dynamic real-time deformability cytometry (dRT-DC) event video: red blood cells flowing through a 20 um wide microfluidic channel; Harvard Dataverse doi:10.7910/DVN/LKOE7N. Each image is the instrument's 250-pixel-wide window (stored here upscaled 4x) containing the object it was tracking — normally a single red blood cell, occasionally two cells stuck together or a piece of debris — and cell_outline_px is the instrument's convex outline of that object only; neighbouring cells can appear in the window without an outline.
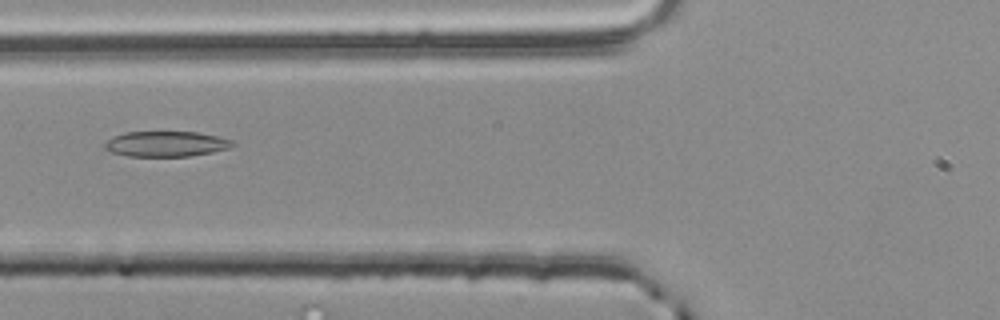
{"species": "common noctule bat (a hibernating species)", "species_latin": "Nyctalus noctula", "temperature_condition": "room temperature", "stored_images_in_passage": 32, "camera_frame_rate_fps": 3000, "um_per_image_px": 0.085, "animal": {"sex": "male", "body_mass_g": 20.4}, "frame": {"image": 1, "passage_image": 7, "time_ms": 2.0, "image_size_px": [1000, 320], "cell_outline_px": [[236, 144], [228, 148], [212, 152], [188, 156], [128, 156], [112, 152], [104, 148], [104, 144], [112, 136], [124, 132], [196, 132], [216, 136], [232, 140]], "centroid_in_image_um": [14.09, 12.23], "position_along_channel_um": 111.7, "area_um2": 18.79}}
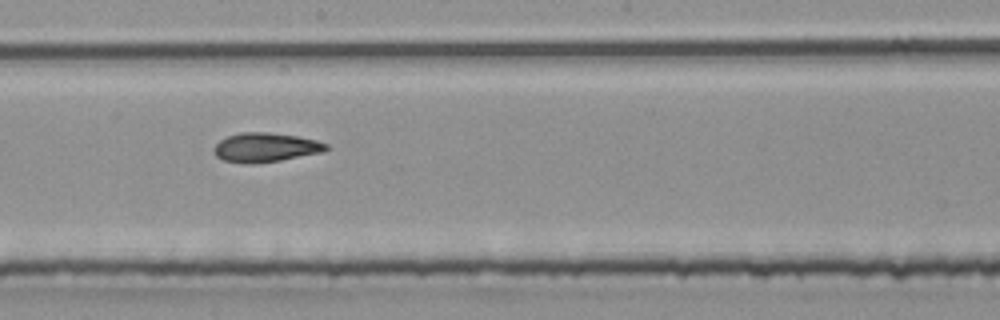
{"frame": {"image": 2, "passage_image": 16, "time_ms": 5.0, "image_size_px": [1000, 320], "cell_outline_px": [[332, 148], [320, 152], [280, 160], [252, 164], [248, 164], [224, 160], [216, 156], [212, 152], [212, 148], [220, 140], [228, 136], [240, 132], [268, 132], [296, 136], [316, 140], [328, 144]], "centroid_in_image_um": [22.54, 12.52], "position_along_channel_um": 225.7, "area_um2": 19.07}}
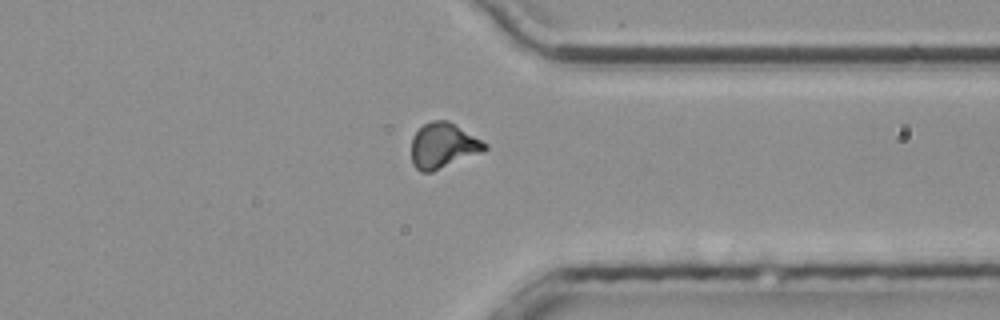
{"frame": {"image": 3, "passage_image": 28, "time_ms": 9.0, "image_size_px": [1000, 320], "cell_outline_px": [[488, 148], [480, 152], [432, 172], [420, 172], [412, 164], [412, 136], [424, 124], [432, 120], [448, 120], [488, 144]], "centroid_in_image_um": [37.64, 12.37], "position_along_channel_um": 373.8, "area_um2": 19.13}, "authors_computed_cell_mechanics": {"area_um2": 18.9295, "velocity_mm_per_s": 3.7837, "shape_relaxation_time_tau1_ms": null, "shape_relaxation_time_tau2_ms": 5.6033, "deformation_change_tau1": null, "deformation_change_tau2": 0.1133}}